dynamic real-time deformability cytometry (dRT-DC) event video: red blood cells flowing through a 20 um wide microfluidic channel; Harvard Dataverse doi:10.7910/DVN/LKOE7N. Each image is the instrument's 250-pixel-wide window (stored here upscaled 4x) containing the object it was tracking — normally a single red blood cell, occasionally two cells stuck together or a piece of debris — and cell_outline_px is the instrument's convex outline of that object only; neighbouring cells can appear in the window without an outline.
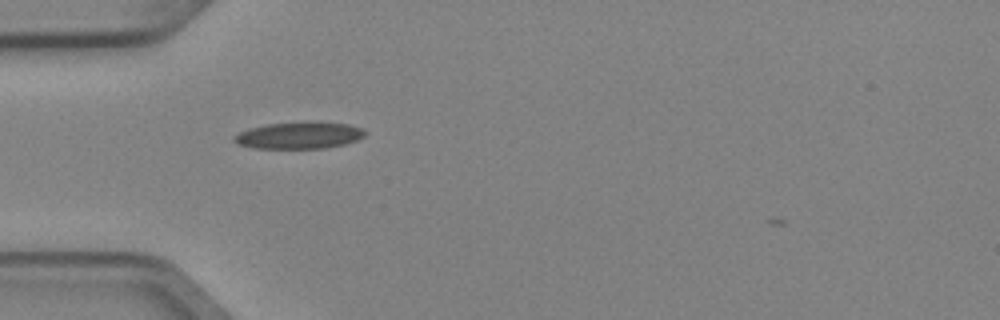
{"species": "Egyptian fruit bat (a non-hibernating species)", "species_latin": "Rousettus aegyptiacus", "temperature_condition": "cold", "stored_images_in_passage": 4, "camera_frame_rate_fps": 3000, "um_per_image_px": 0.085, "animal": {"sex": "female"}, "frame": {"image": 1, "passage_image": 1, "time_ms": 0.0, "image_size_px": [1000, 320], "cell_outline_px": [[364, 136], [356, 140], [344, 144], [324, 148], [252, 148], [236, 144], [232, 140], [232, 136], [248, 128], [268, 124], [308, 120], [348, 124], [360, 128], [364, 132]], "centroid_in_image_um": [25.36, 11.49], "position_along_channel_um": 59.6, "area_um2": 20.69}}
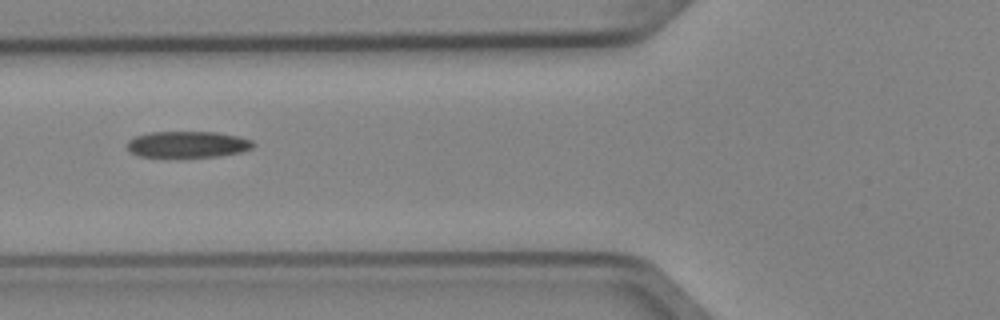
{"frame": {"image": 2, "passage_image": 2, "time_ms": 0.333, "image_size_px": [1000, 320], "cell_outline_px": [[256, 144], [252, 148], [240, 152], [216, 156], [140, 156], [128, 152], [128, 140], [136, 136], [148, 132], [216, 132], [240, 136], [252, 140]], "centroid_in_image_um": [15.96, 12.25], "position_along_channel_um": 109.8, "area_um2": 19.19}}